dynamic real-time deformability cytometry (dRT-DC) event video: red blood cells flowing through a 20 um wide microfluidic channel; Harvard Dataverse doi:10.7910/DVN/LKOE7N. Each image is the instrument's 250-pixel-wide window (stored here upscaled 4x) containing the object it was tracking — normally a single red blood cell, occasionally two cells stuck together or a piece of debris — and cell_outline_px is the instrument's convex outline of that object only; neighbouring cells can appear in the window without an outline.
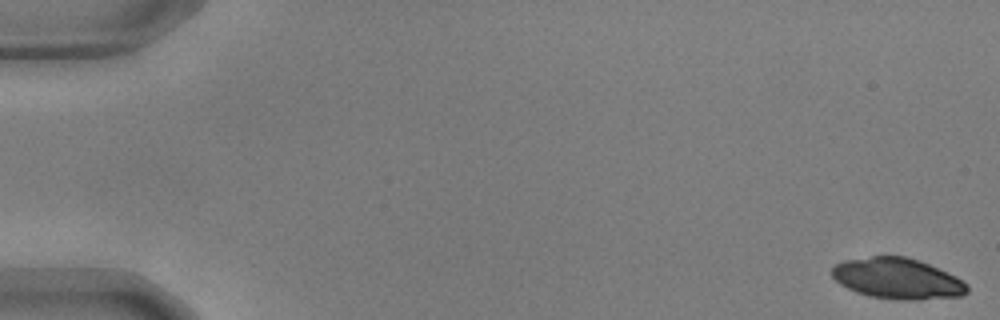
{"species": "common noctule bat (a hibernating species)", "species_latin": "Nyctalus noctula", "temperature_condition": "warm", "stored_images_in_passage": 55, "camera_frame_rate_fps": 3000, "um_per_image_px": 0.085, "animal": {"sex": "male", "body_mass_g": 17.9, "forearm_length_mm": 54.2}, "frame": {"image": 1, "passage_image": 1, "time_ms": 0.0, "image_size_px": [1000, 320], "cell_outline_px": [[968, 292], [960, 296], [920, 300], [900, 300], [868, 296], [856, 292], [840, 284], [832, 276], [832, 268], [836, 264], [844, 260], [872, 256], [904, 256], [920, 260], [956, 276], [968, 284]], "centroid_in_image_um": [76.3, 23.68], "position_along_channel_um": 8.7, "area_um2": 32.31}}